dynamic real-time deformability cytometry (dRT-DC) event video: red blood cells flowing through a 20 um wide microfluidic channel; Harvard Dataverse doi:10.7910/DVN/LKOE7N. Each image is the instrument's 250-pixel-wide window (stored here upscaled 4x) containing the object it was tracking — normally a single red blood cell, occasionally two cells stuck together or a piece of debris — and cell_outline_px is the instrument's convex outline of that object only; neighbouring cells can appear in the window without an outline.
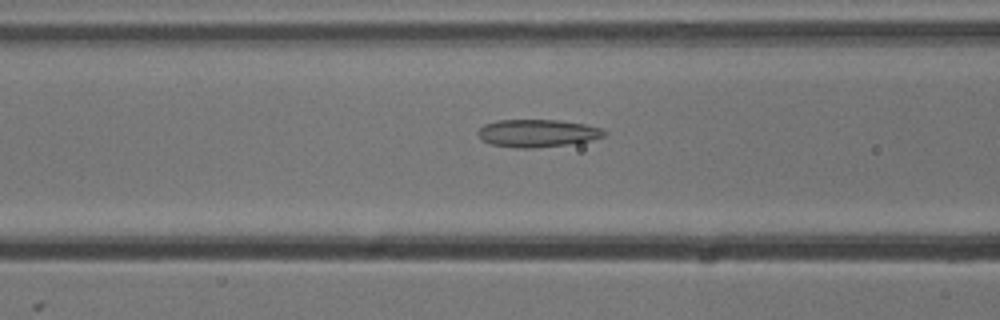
{"species": "common noctule bat (a hibernating species)", "species_latin": "Nyctalus noctula", "temperature_condition": "cold", "stored_images_in_passage": 54, "camera_frame_rate_fps": 3000, "um_per_image_px": 0.085, "animal": {"sex": "male", "body_mass_g": 13.3}, "frame": {"image": 1, "passage_image": 21, "time_ms": 6.667, "image_size_px": [1000, 320], "cell_outline_px": [[608, 132], [604, 136], [592, 140], [568, 144], [536, 148], [516, 148], [492, 144], [484, 140], [476, 132], [484, 124], [496, 120], [560, 120], [584, 124], [600, 128]], "centroid_in_image_um": [45.69, 11.32], "position_along_channel_um": 120.9, "area_um2": 20.29}}
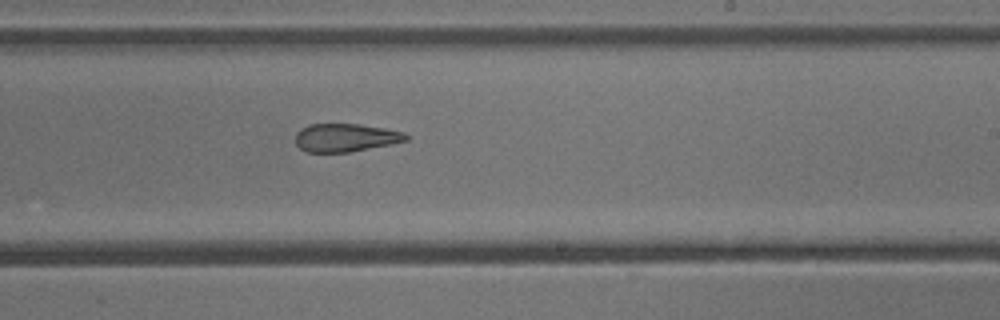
{"frame": {"image": 2, "passage_image": 32, "time_ms": 10.333, "image_size_px": [1000, 320], "cell_outline_px": [[408, 140], [392, 144], [352, 152], [304, 152], [296, 144], [296, 132], [300, 128], [308, 124], [360, 124], [384, 128], [404, 132], [408, 136]], "centroid_in_image_um": [29.36, 11.7], "position_along_channel_um": 259.6, "area_um2": 18.32}}
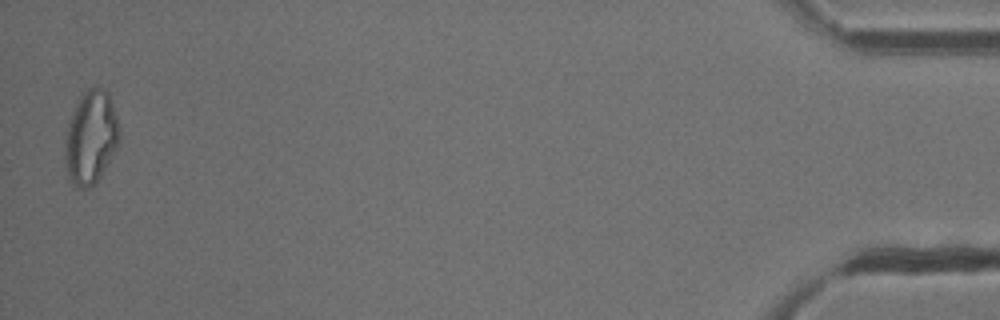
{"frame": {"image": 3, "passage_image": 53, "time_ms": 17.333, "image_size_px": [1000, 320], "cell_outline_px": [[120, 140], [116, 148], [96, 184], [88, 188], [76, 188], [68, 180], [64, 164], [64, 140], [68, 124], [72, 112], [80, 92], [88, 88], [100, 84], [108, 92], [120, 128]], "centroid_in_image_um": [7.69, 11.67], "position_along_channel_um": 427.5, "area_um2": 30.4}, "authors_computed_cell_mechanics": {"area_um2": 21.6461, "velocity_mm_per_s": 3.7803, "shape_relaxation_time_tau1_ms": 10.2882, "shape_relaxation_time_tau2_ms": 2.7457, "deformation_change_tau1": 0.2093, "deformation_change_tau2": 0.1227}}